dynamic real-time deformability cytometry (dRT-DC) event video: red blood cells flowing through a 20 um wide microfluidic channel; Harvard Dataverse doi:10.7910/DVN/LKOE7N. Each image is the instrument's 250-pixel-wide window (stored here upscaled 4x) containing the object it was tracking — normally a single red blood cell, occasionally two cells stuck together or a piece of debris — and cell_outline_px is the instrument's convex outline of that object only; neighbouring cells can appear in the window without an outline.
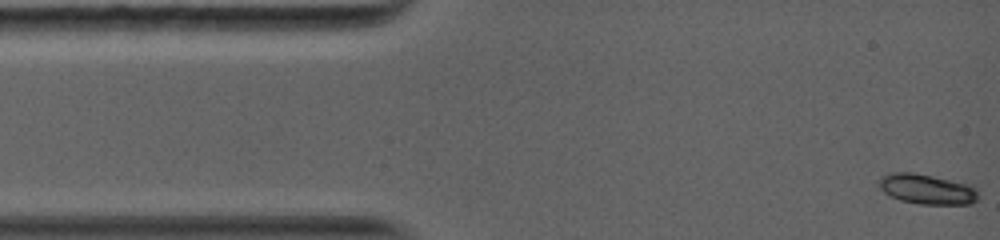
{"species": "common noctule bat (a hibernating species)", "species_latin": "Nyctalus noctula", "temperature_condition": "warm", "stored_images_in_passage": 61, "camera_frame_rate_fps": 5000, "um_per_image_px": 0.085, "animal": {"sex": "female", "body_mass_g": 19.0, "forearm_length_mm": 56.7}, "frame": {"image": 1, "passage_image": 1, "time_ms": 0.0, "image_size_px": [1000, 240], "cell_outline_px": [[980, 196], [972, 204], [920, 204], [900, 200], [888, 196], [880, 188], [880, 176], [892, 172], [912, 172], [932, 176], [968, 184], [976, 188]], "centroid_in_image_um": [78.79, 16.08], "position_along_channel_um": 6.2, "area_um2": 17.46}}
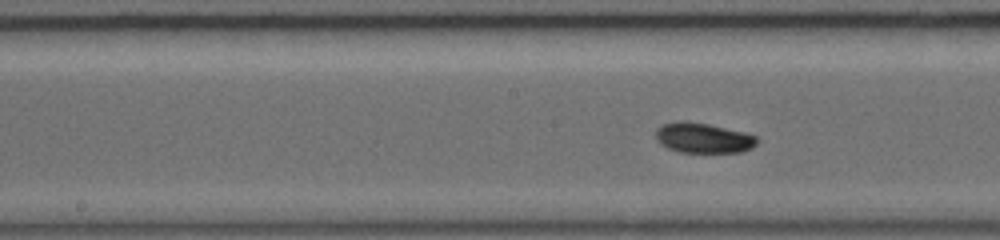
{"frame": {"image": 2, "passage_image": 25, "time_ms": 6.4, "image_size_px": [1000, 240], "cell_outline_px": [[760, 140], [752, 148], [740, 152], [680, 152], [668, 148], [660, 144], [656, 140], [656, 128], [664, 124], [676, 120], [684, 120], [708, 124], [744, 132], [756, 136]], "centroid_in_image_um": [59.76, 11.72], "position_along_channel_um": 188.4, "area_um2": 17.92}}
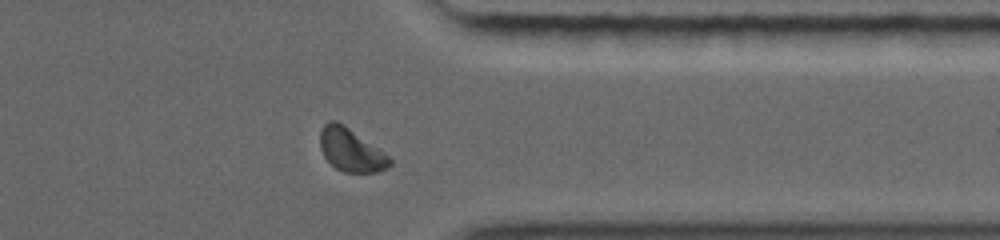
{"frame": {"image": 3, "passage_image": 52, "time_ms": 11.2, "image_size_px": [1000, 240], "cell_outline_px": [[392, 164], [388, 168], [376, 172], [344, 172], [336, 168], [324, 156], [320, 148], [320, 132], [324, 124], [328, 120], [336, 120], [344, 124], [384, 152], [392, 160]], "centroid_in_image_um": [29.82, 12.74], "position_along_channel_um": 381.6, "area_um2": 17.46}, "authors_computed_cell_mechanics": {"area_um2": 17.3978, "velocity_mm_per_s": 4.0867, "shape_relaxation_time_tau1_ms": 6.044, "shape_relaxation_time_tau2_ms": null, "deformation_change_tau1": 0.1731, "deformation_change_tau2": null}}